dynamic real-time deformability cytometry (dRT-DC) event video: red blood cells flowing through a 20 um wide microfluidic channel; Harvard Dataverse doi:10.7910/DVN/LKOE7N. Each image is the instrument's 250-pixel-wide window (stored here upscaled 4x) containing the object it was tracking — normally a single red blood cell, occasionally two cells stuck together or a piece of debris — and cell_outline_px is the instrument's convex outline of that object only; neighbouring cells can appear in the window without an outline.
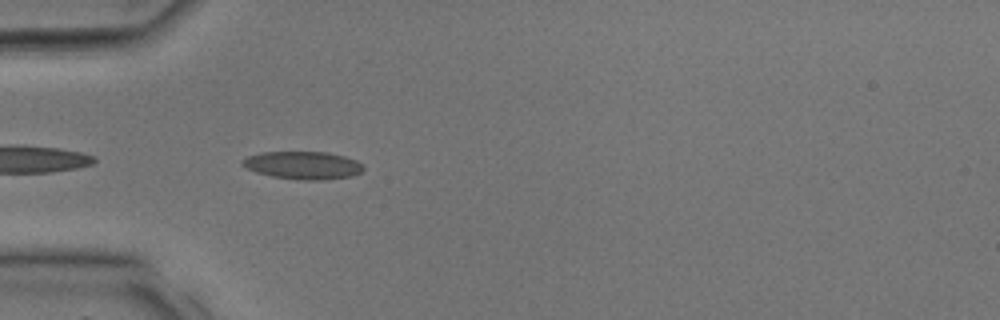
{"species": "common noctule bat (a hibernating species)", "species_latin": "Nyctalus noctula", "temperature_condition": "room temperature", "stored_images_in_passage": 32, "camera_frame_rate_fps": 3000, "um_per_image_px": 0.085, "animal": {"sex": "male", "body_mass_g": 17.9, "forearm_length_mm": 54.2}, "frame": {"image": 1, "passage_image": 10, "time_ms": 3.0, "image_size_px": [1000, 320], "cell_outline_px": [[364, 168], [360, 172], [352, 176], [324, 180], [300, 180], [272, 176], [256, 172], [240, 164], [240, 160], [248, 156], [260, 152], [328, 152], [344, 156], [356, 160]], "centroid_in_image_um": [25.73, 14.04], "position_along_channel_um": 59.3, "area_um2": 19.59}}
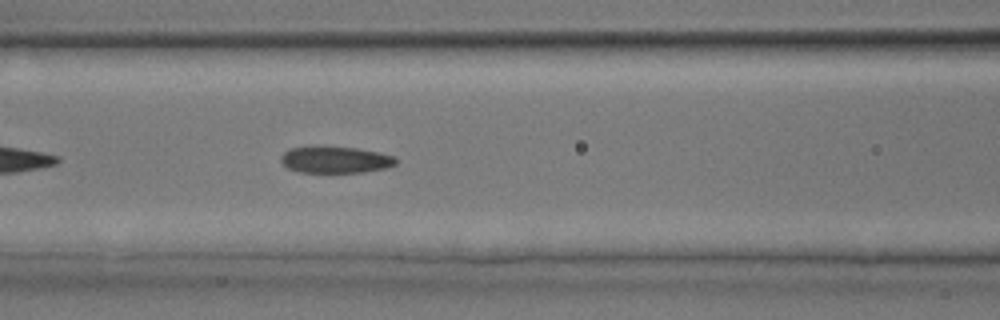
{"frame": {"image": 2, "passage_image": 14, "time_ms": 4.333, "image_size_px": [1000, 320], "cell_outline_px": [[396, 164], [388, 168], [364, 172], [300, 172], [288, 168], [280, 160], [280, 156], [284, 152], [292, 148], [312, 144], [356, 148], [380, 152], [396, 156]], "centroid_in_image_um": [28.51, 13.55], "position_along_channel_um": 138.1, "area_um2": 18.38}}
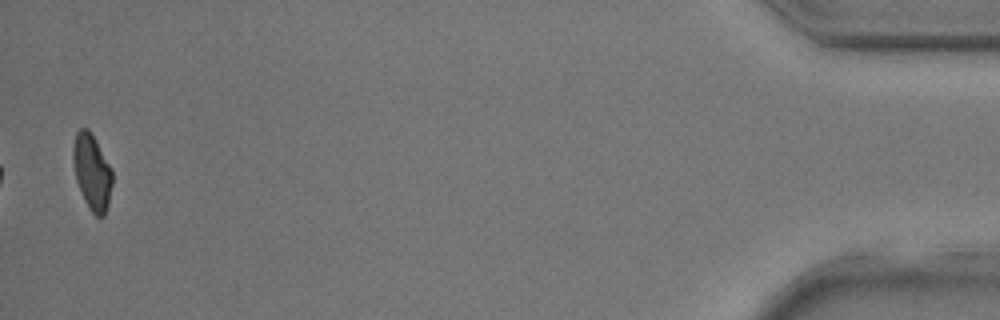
{"frame": {"image": 3, "passage_image": 32, "time_ms": 10.333, "image_size_px": [1000, 320], "cell_outline_px": [[112, 184], [108, 204], [104, 216], [96, 216], [88, 208], [84, 200], [76, 180], [72, 160], [72, 148], [76, 132], [80, 128], [88, 128], [96, 140], [112, 168]], "centroid_in_image_um": [7.81, 14.6], "position_along_channel_um": 427.4, "area_um2": 17.46}}